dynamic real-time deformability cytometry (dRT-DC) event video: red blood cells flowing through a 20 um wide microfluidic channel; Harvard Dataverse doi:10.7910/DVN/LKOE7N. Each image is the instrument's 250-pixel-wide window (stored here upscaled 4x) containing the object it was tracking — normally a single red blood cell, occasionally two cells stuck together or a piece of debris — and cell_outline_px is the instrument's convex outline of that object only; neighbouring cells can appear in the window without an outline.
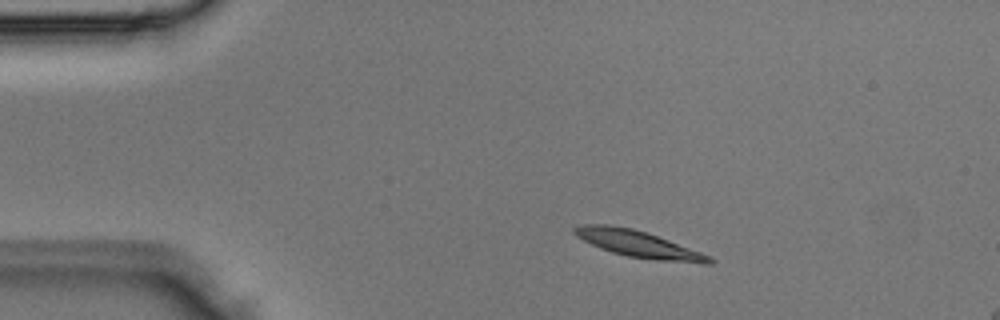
{"species": "Egyptian fruit bat (a non-hibernating species)", "species_latin": "Rousettus aegyptiacus", "temperature_condition": "room temperature", "stored_images_in_passage": 3, "camera_frame_rate_fps": 3000, "um_per_image_px": 0.085, "animal": {"sex": "male"}, "frame": {"image": 1, "passage_image": 3, "time_ms": 0.667, "image_size_px": [1000, 320], "cell_outline_px": [[716, 260], [712, 264], [704, 264], [656, 260], [628, 256], [612, 252], [600, 248], [576, 236], [572, 232], [572, 228], [580, 224], [608, 224], [632, 228], [668, 240], [712, 256]], "centroid_in_image_um": [54.28, 20.75], "position_along_channel_um": 30.7, "area_um2": 20.92}}